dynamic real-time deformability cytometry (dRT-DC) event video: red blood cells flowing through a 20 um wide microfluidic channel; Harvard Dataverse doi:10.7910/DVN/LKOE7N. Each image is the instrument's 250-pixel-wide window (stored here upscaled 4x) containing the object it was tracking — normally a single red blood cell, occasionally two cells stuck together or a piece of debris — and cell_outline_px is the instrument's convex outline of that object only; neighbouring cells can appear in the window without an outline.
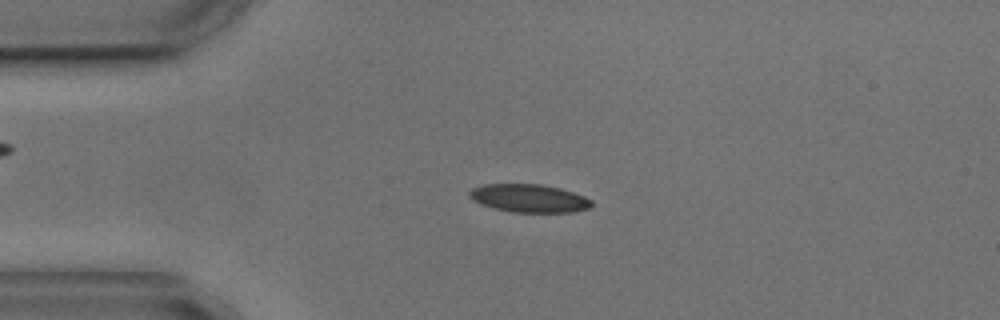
{"species": "common noctule bat (a hibernating species)", "species_latin": "Nyctalus noctula", "temperature_condition": "cold", "stored_images_in_passage": 5, "camera_frame_rate_fps": 3000, "um_per_image_px": 0.085, "animal": {"sex": "male", "body_mass_g": 17.9, "forearm_length_mm": 54.2}, "frame": {"image": 1, "passage_image": 3, "time_ms": 2.333, "image_size_px": [1000, 320], "cell_outline_px": [[592, 204], [588, 208], [572, 212], [512, 212], [496, 208], [472, 200], [468, 196], [468, 192], [472, 188], [484, 184], [540, 184], [560, 188], [584, 196], [592, 200]], "centroid_in_image_um": [44.96, 16.84], "position_along_channel_um": 40.0, "area_um2": 19.83}}